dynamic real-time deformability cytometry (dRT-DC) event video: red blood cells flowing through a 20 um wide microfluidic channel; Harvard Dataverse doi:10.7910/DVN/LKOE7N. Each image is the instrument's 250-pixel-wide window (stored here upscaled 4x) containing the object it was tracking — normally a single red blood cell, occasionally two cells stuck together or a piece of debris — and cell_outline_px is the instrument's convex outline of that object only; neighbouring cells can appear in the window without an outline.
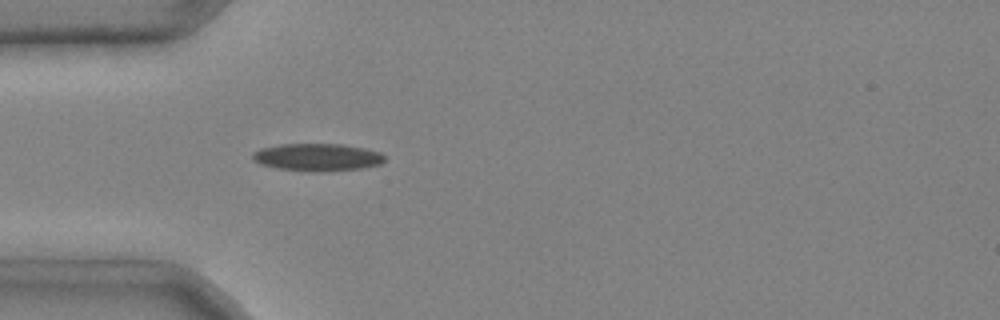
{"species": "common noctule bat (a hibernating species)", "species_latin": "Nyctalus noctula", "temperature_condition": "cold", "stored_images_in_passage": 1, "camera_frame_rate_fps": 3000, "um_per_image_px": 0.085, "animal": {"sex": "male", "body_mass_g": 20.4}, "frame": {"image": 1, "passage_image": 1, "time_ms": 0.0, "image_size_px": [1000, 320], "cell_outline_px": [[384, 160], [380, 164], [360, 168], [320, 172], [276, 168], [260, 164], [252, 160], [252, 152], [260, 148], [280, 144], [344, 144], [364, 148], [380, 152], [384, 156]], "centroid_in_image_um": [26.93, 13.35], "position_along_channel_um": 58.1, "area_um2": 21.15}}